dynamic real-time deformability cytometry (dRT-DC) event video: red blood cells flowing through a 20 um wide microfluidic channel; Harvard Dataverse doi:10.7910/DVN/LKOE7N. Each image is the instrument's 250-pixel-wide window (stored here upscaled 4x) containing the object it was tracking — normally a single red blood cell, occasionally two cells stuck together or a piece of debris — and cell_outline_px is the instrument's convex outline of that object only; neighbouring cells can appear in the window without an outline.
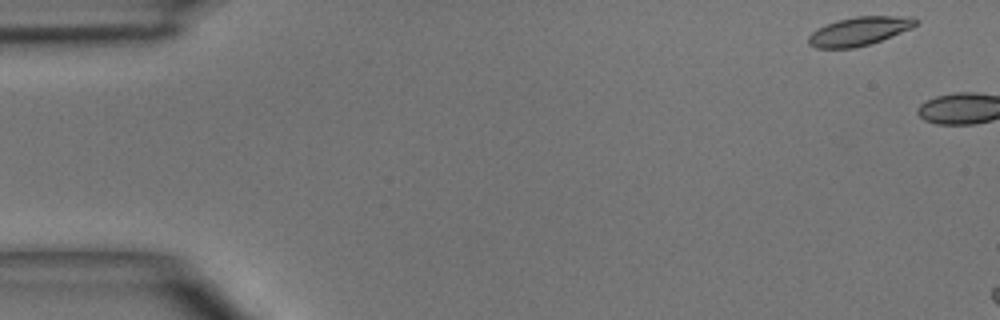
{"species": "common noctule bat (a hibernating species)", "species_latin": "Nyctalus noctula", "temperature_condition": "room temperature", "stored_images_in_passage": 2, "camera_frame_rate_fps": 3000, "um_per_image_px": 0.085, "animal": {"sex": "male", "body_mass_g": 15.6}, "frame": {"image": 1, "passage_image": 1, "time_ms": 0.0, "image_size_px": [1000, 320], "cell_outline_px": [[920, 20], [912, 28], [880, 40], [868, 44], [852, 48], [816, 48], [808, 44], [808, 36], [812, 32], [828, 24], [840, 20], [856, 16], [912, 16]], "centroid_in_image_um": [73.06, 2.64], "position_along_channel_um": 11.9, "area_um2": 17.63}}